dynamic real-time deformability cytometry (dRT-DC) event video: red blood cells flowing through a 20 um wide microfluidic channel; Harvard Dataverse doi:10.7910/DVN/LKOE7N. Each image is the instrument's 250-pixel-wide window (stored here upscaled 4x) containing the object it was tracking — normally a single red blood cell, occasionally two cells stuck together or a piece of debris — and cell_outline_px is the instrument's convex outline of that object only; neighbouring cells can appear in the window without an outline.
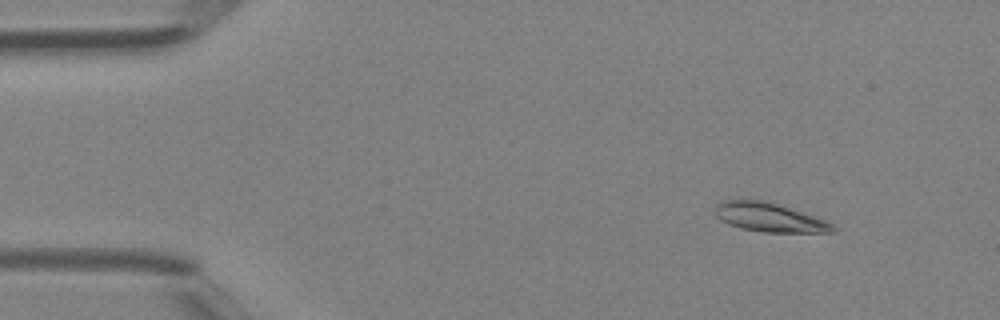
{"species": "Egyptian fruit bat (a non-hibernating species)", "species_latin": "Rousettus aegyptiacus", "temperature_condition": "room temperature", "stored_images_in_passage": 47, "camera_frame_rate_fps": 3000, "um_per_image_px": 0.085, "animal": {"sex": "female"}, "frame": {"image": 1, "passage_image": 6, "time_ms": 1.667, "image_size_px": [1000, 320], "cell_outline_px": [[836, 232], [764, 232], [740, 228], [728, 224], [720, 220], [712, 212], [716, 204], [724, 200], [736, 196], [768, 200], [828, 220], [836, 228]], "centroid_in_image_um": [65.32, 18.42], "position_along_channel_um": 19.7, "area_um2": 20.87}}
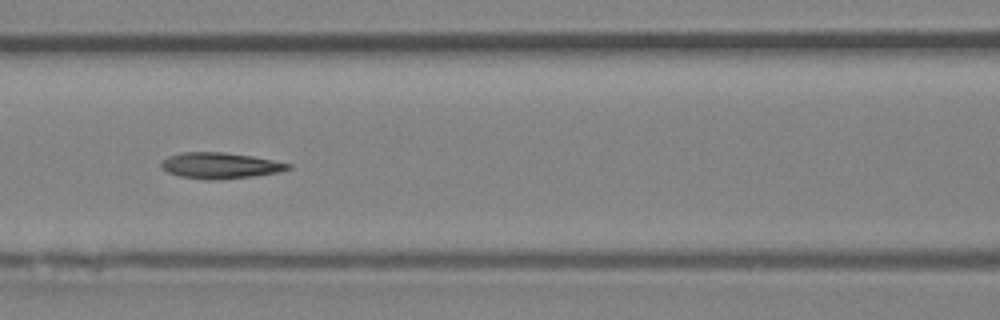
{"frame": {"image": 2, "passage_image": 21, "time_ms": 6.667, "image_size_px": [1000, 320], "cell_outline_px": [[292, 168], [280, 172], [252, 176], [208, 180], [180, 176], [168, 172], [160, 168], [160, 164], [168, 156], [180, 152], [220, 152], [252, 156], [292, 164]], "centroid_in_image_um": [18.7, 14.07], "position_along_channel_um": 147.9, "area_um2": 19.07}}
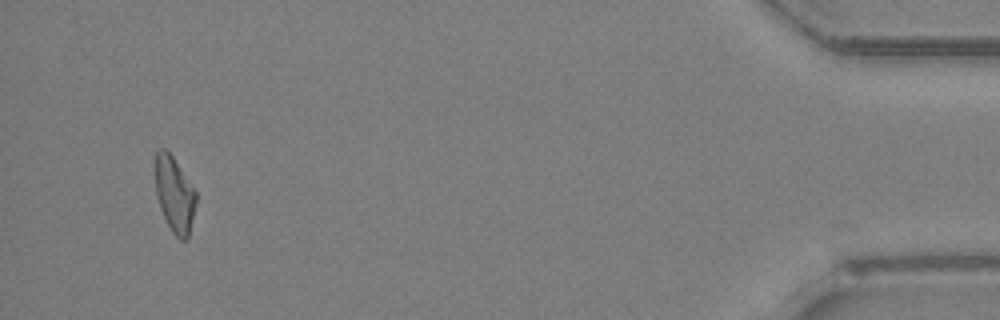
{"frame": {"image": 3, "passage_image": 45, "time_ms": 14.667, "image_size_px": [1000, 320], "cell_outline_px": [[196, 204], [188, 236], [184, 240], [180, 240], [172, 232], [160, 208], [156, 196], [156, 152], [160, 148], [164, 148], [172, 156], [196, 192]], "centroid_in_image_um": [14.83, 16.54], "position_along_channel_um": 420.4, "area_um2": 17.51}, "authors_computed_cell_mechanics": {"area_um2": 18.9584, "velocity_mm_per_s": 4.3982, "shape_relaxation_time_tau1_ms": 10.0026, "shape_relaxation_time_tau2_ms": 3.0497, "deformation_change_tau1": 0.2284, "deformation_change_tau2": 0.1177}}